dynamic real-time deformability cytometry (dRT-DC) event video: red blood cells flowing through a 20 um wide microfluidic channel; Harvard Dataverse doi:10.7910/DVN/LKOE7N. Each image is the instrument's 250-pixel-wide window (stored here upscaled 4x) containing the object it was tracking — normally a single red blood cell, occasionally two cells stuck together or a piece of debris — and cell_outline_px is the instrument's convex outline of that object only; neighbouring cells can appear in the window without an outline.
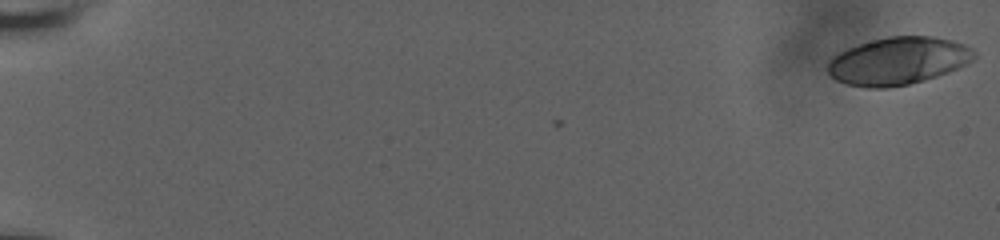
{"species": "human", "species_latin": "Homo sapiens", "temperature_condition": "room temperature", "stored_images_in_passage": 59, "camera_frame_rate_fps": 3000, "um_per_image_px": 0.085, "donor": {"sex": "male"}, "frame": {"image": 1, "passage_image": 1, "time_ms": 0.0, "image_size_px": [1000, 240], "cell_outline_px": [[976, 56], [972, 60], [948, 72], [924, 80], [908, 84], [888, 88], [868, 88], [848, 84], [836, 80], [828, 72], [828, 64], [840, 52], [848, 48], [872, 40], [888, 36], [936, 36], [952, 40], [964, 44], [972, 48], [976, 52]], "centroid_in_image_um": [76.37, 5.17], "position_along_channel_um": 8.6, "area_um2": 40.29}}
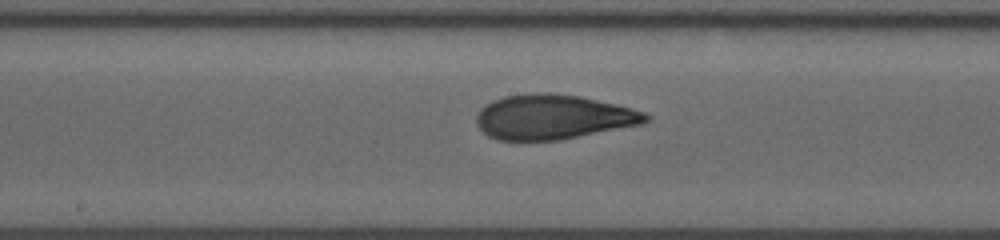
{"frame": {"image": 2, "passage_image": 34, "time_ms": 11.0, "image_size_px": [1000, 240], "cell_outline_px": [[652, 120], [644, 124], [560, 140], [496, 140], [488, 136], [476, 124], [476, 116], [480, 108], [504, 96], [544, 92], [548, 92], [580, 96], [616, 104], [632, 108], [644, 112], [652, 116]], "centroid_in_image_um": [47.07, 9.95], "position_along_channel_um": 201.1, "area_um2": 44.27}}
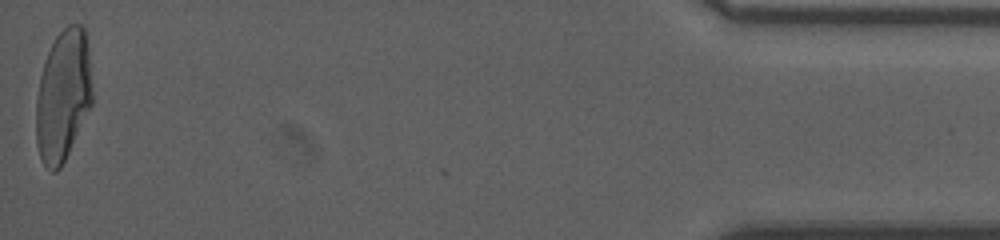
{"frame": {"image": 3, "passage_image": 59, "time_ms": 19.333, "image_size_px": [1000, 240], "cell_outline_px": [[92, 104], [60, 168], [56, 172], [52, 172], [40, 160], [36, 144], [36, 100], [40, 76], [44, 60], [56, 36], [68, 24], [80, 24], [84, 28], [88, 52], [92, 84]], "centroid_in_image_um": [5.34, 8.13], "position_along_channel_um": 429.9, "area_um2": 42.89}, "authors_computed_cell_mechanics": {"area_um2": 42.6564, "velocity_mm_per_s": 3.7327, "shape_relaxation_time_tau1_ms": 7.5759, "shape_relaxation_time_tau2_ms": 1.2068, "deformation_change_tau1": 0.2511, "deformation_change_tau2": 0.0834}}